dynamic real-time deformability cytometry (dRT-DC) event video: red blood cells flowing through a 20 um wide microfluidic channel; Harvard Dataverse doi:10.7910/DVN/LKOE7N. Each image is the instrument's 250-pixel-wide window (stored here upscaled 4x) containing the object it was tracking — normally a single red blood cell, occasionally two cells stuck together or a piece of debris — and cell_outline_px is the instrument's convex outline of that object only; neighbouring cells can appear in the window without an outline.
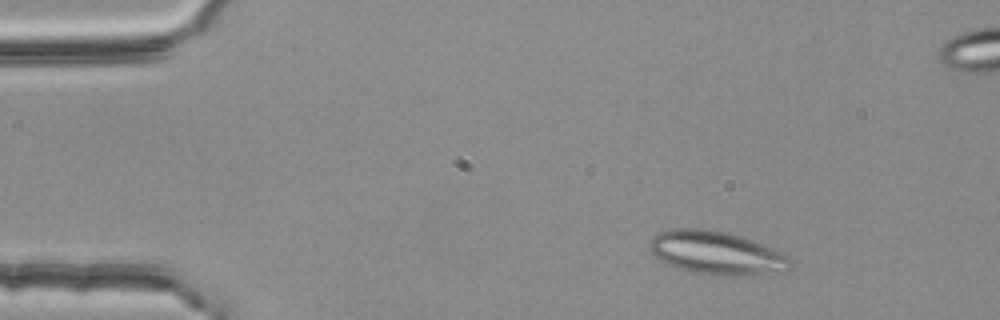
{"species": "common noctule bat (a hibernating species)", "species_latin": "Nyctalus noctula", "temperature_condition": "room temperature", "stored_images_in_passage": 51, "segment_of_instrument_passage": [1, 2], "camera_frame_rate_fps": 3000, "um_per_image_px": 0.085, "animal": {"sex": "female", "body_mass_g": 25.1}, "frame": {"image": 1, "passage_image": 6, "time_ms": 1.667, "image_size_px": [1000, 320], "cell_outline_px": [[792, 264], [760, 276], [724, 276], [692, 272], [676, 268], [664, 264], [652, 252], [648, 244], [652, 236], [660, 232], [672, 228], [704, 228], [744, 236], [784, 252], [792, 260]], "centroid_in_image_um": [60.87, 21.49], "position_along_channel_um": 24.1, "area_um2": 35.89}}